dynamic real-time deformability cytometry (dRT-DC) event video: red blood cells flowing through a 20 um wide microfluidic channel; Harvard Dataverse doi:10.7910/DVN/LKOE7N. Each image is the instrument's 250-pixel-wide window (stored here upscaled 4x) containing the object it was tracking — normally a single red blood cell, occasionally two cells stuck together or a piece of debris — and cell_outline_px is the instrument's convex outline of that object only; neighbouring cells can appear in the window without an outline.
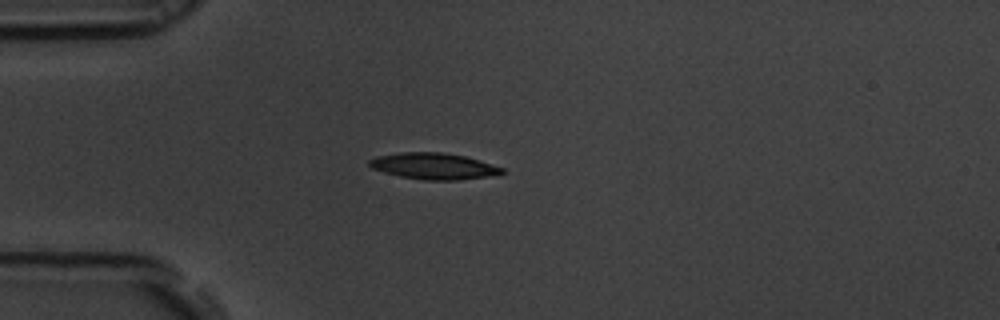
{"species": "common noctule bat (a hibernating species)", "species_latin": "Nyctalus noctula", "temperature_condition": "room temperature", "stored_images_in_passage": 41, "camera_frame_rate_fps": 3000, "um_per_image_px": 0.085, "animal": {"sex": "male", "body_mass_g": 19.5, "forearm_length_mm": 54.6}, "frame": {"image": 1, "passage_image": 1, "time_ms": 0.0, "image_size_px": [1000, 320], "cell_outline_px": [[504, 172], [500, 176], [456, 180], [424, 180], [400, 176], [384, 172], [372, 168], [368, 164], [368, 160], [376, 156], [400, 152], [440, 152], [464, 156], [480, 160], [504, 168]], "centroid_in_image_um": [36.91, 14.13], "position_along_channel_um": 48.1, "area_um2": 20.58}}
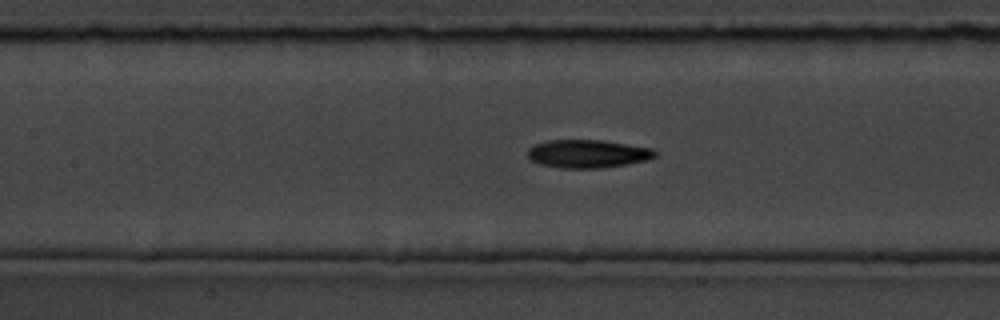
{"frame": {"image": 2, "passage_image": 11, "time_ms": 3.333, "image_size_px": [1000, 320], "cell_outline_px": [[656, 156], [648, 160], [600, 168], [564, 168], [540, 164], [532, 160], [528, 156], [528, 148], [536, 144], [548, 140], [604, 140], [652, 148], [656, 152]], "centroid_in_image_um": [49.97, 13.06], "position_along_channel_um": 157.4, "area_um2": 20.75}}
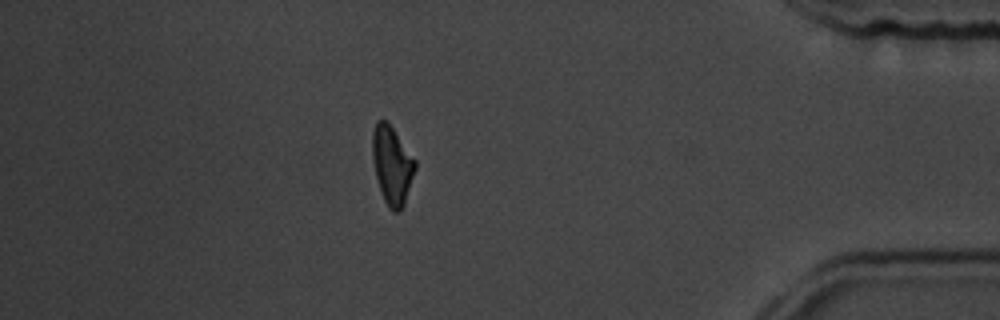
{"frame": {"image": 3, "passage_image": 34, "time_ms": 11.0, "image_size_px": [1000, 320], "cell_outline_px": [[416, 168], [404, 204], [396, 212], [392, 212], [388, 208], [384, 200], [376, 176], [372, 156], [372, 132], [376, 120], [388, 120], [416, 160]], "centroid_in_image_um": [33.32, 13.99], "position_along_channel_um": 401.9, "area_um2": 19.54}, "authors_computed_cell_mechanics": {"area_um2": 20.2878, "velocity_mm_per_s": 3.7254, "shape_relaxation_time_tau1_ms": 4.1293, "shape_relaxation_time_tau2_ms": 5.9743, "deformation_change_tau1": 0.1376, "deformation_change_tau2": 0.1511}}